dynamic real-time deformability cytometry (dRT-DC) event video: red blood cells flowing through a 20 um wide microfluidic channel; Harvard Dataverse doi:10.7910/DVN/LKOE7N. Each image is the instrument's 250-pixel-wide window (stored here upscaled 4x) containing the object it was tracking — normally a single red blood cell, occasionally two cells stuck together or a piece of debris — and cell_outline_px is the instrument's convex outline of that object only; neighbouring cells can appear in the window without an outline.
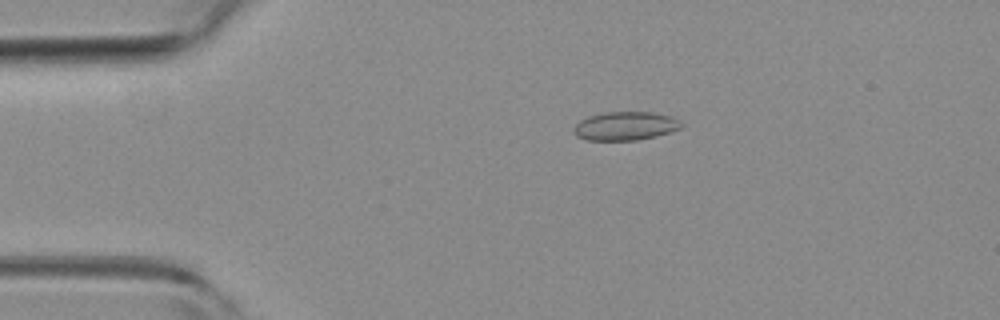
{"species": "common noctule bat (a hibernating species)", "species_latin": "Nyctalus noctula", "temperature_condition": "room temperature", "stored_images_in_passage": 3, "camera_frame_rate_fps": 3000, "um_per_image_px": 0.085, "animal": {"sex": "female", "body_mass_g": 19.3, "forearm_length_mm": 54.1}, "frame": {"image": 1, "passage_image": 2, "time_ms": 0.333, "image_size_px": [1000, 320], "cell_outline_px": [[684, 124], [680, 128], [672, 132], [656, 136], [636, 140], [588, 140], [576, 136], [572, 128], [580, 120], [588, 116], [604, 112], [652, 112], [672, 116], [680, 120]], "centroid_in_image_um": [53.17, 10.7], "position_along_channel_um": 31.8, "area_um2": 18.09}}